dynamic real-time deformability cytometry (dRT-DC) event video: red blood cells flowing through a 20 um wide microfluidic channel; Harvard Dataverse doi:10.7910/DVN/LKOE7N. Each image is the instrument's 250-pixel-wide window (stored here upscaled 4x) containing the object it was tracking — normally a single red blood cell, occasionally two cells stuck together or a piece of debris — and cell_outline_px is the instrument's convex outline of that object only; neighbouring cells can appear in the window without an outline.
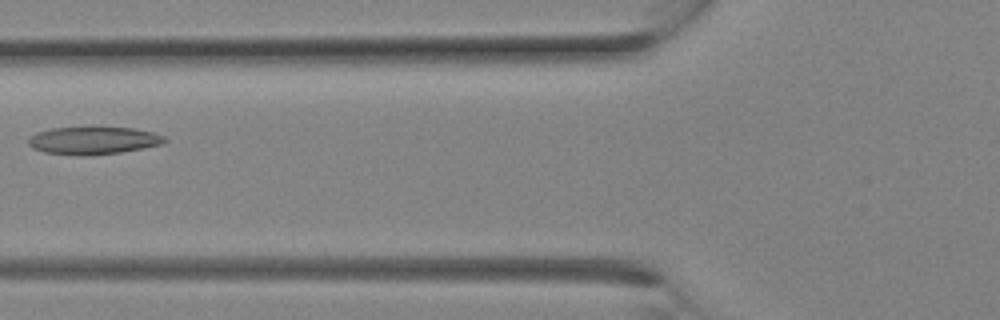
{"species": "Egyptian fruit bat (a non-hibernating species)", "species_latin": "Rousettus aegyptiacus", "temperature_condition": "room temperature", "stored_images_in_passage": 14, "camera_frame_rate_fps": 3000, "um_per_image_px": 0.085, "animal": {"sex": "female"}, "frame": {"image": 1, "passage_image": 5, "time_ms": 1.333, "image_size_px": [1000, 320], "cell_outline_px": [[168, 140], [164, 144], [144, 148], [120, 152], [88, 156], [44, 152], [32, 148], [28, 144], [28, 136], [36, 132], [52, 128], [132, 128], [152, 132], [164, 136]], "centroid_in_image_um": [7.93, 11.95], "position_along_channel_um": 117.9, "area_um2": 21.85}}
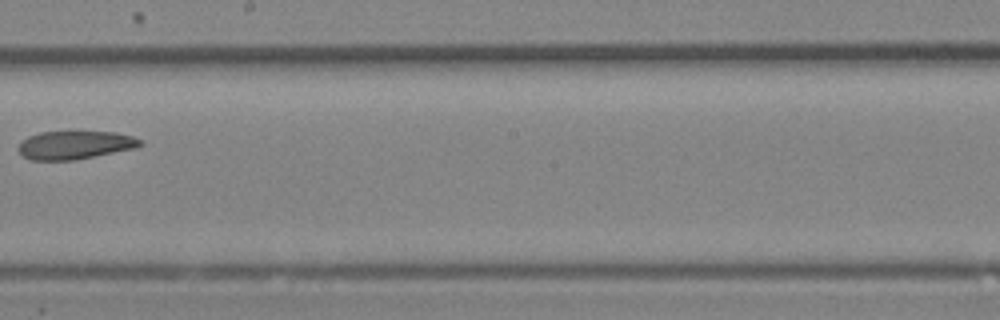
{"frame": {"image": 2, "passage_image": 10, "time_ms": 3.0, "image_size_px": [1000, 320], "cell_outline_px": [[144, 144], [136, 148], [72, 160], [32, 160], [24, 156], [16, 148], [20, 140], [28, 136], [40, 132], [116, 132], [132, 136], [144, 140]], "centroid_in_image_um": [6.37, 12.32], "position_along_channel_um": 241.8, "area_um2": 20.11}}
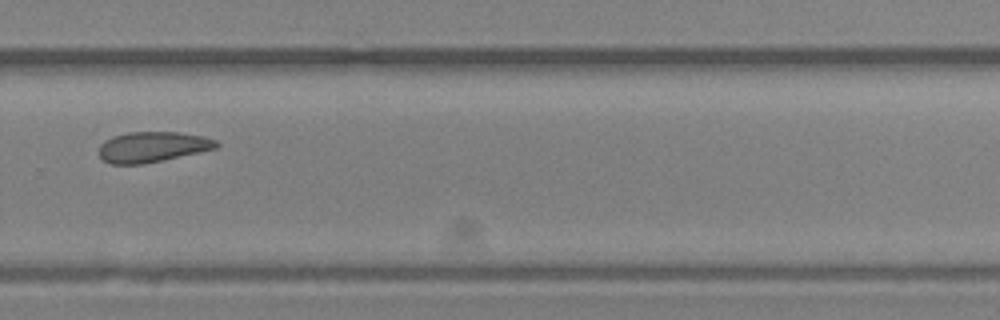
{"frame": {"image": 3, "passage_image": 13, "time_ms": 4.0, "image_size_px": [1000, 320], "cell_outline_px": [[220, 144], [216, 148], [144, 164], [112, 164], [104, 160], [100, 156], [100, 144], [104, 140], [112, 136], [128, 132], [176, 132], [204, 136], [216, 140]], "centroid_in_image_um": [12.95, 12.48], "position_along_channel_um": 316.9, "area_um2": 20.69}}